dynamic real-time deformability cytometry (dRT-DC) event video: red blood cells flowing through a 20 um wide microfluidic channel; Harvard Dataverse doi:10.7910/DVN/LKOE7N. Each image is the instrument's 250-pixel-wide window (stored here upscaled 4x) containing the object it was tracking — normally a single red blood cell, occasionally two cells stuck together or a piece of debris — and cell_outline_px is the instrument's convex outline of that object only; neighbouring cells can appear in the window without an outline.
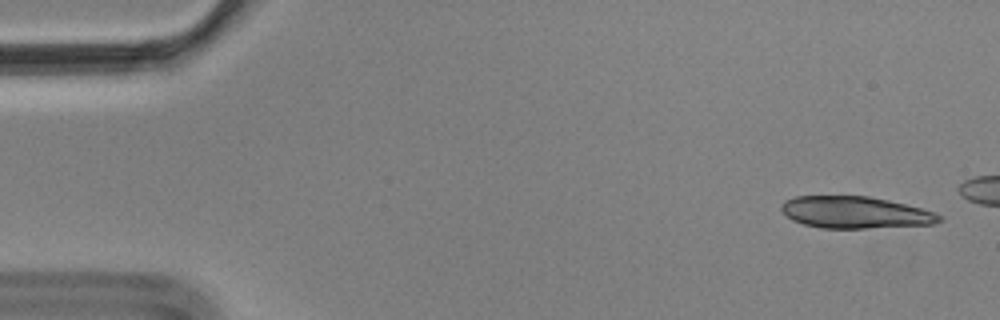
{"species": "Egyptian fruit bat (a non-hibernating species)", "species_latin": "Rousettus aegyptiacus", "temperature_condition": "cold", "stored_images_in_passage": 4, "camera_frame_rate_fps": 3000, "um_per_image_px": 0.085, "animal": {"sex": "male"}, "frame": {"image": 1, "passage_image": 1, "time_ms": 0.0, "image_size_px": [1000, 320], "cell_outline_px": [[944, 220], [932, 224], [864, 228], [820, 228], [804, 224], [792, 220], [780, 208], [780, 204], [784, 200], [796, 196], [868, 196], [888, 200], [920, 208], [932, 212], [940, 216]], "centroid_in_image_um": [72.64, 18.05], "position_along_channel_um": 12.4, "area_um2": 29.07}}